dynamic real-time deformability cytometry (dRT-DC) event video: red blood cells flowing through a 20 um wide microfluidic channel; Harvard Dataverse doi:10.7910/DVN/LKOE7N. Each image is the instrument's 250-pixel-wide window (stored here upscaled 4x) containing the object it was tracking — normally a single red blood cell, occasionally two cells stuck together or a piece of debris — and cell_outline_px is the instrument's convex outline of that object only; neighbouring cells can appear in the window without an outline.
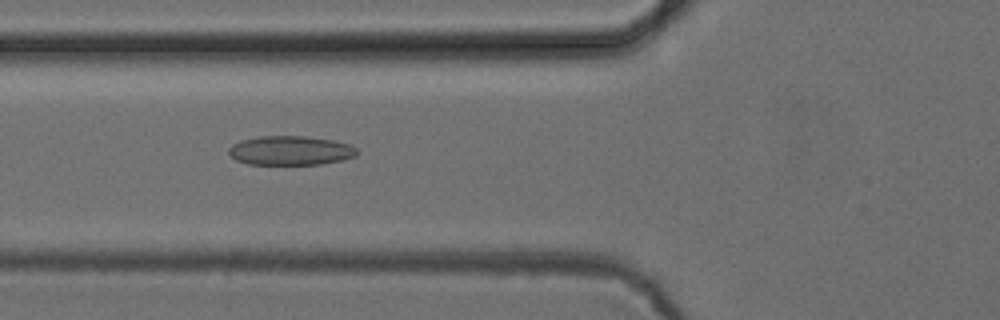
{"species": "common noctule bat (a hibernating species)", "species_latin": "Nyctalus noctula", "temperature_condition": "cold", "stored_images_in_passage": 6, "camera_frame_rate_fps": 3000, "um_per_image_px": 0.085, "animal": {"sex": "female", "body_mass_g": 24.6, "forearm_length_mm": 56.2}, "frame": {"image": 1, "passage_image": 5, "time_ms": 1.333, "image_size_px": [1000, 320], "cell_outline_px": [[360, 152], [356, 156], [340, 160], [320, 164], [248, 164], [236, 160], [228, 152], [228, 148], [232, 144], [240, 140], [256, 136], [304, 136], [336, 140], [348, 144], [356, 148]], "centroid_in_image_um": [24.68, 12.78], "position_along_channel_um": 101.1, "area_um2": 21.96}}